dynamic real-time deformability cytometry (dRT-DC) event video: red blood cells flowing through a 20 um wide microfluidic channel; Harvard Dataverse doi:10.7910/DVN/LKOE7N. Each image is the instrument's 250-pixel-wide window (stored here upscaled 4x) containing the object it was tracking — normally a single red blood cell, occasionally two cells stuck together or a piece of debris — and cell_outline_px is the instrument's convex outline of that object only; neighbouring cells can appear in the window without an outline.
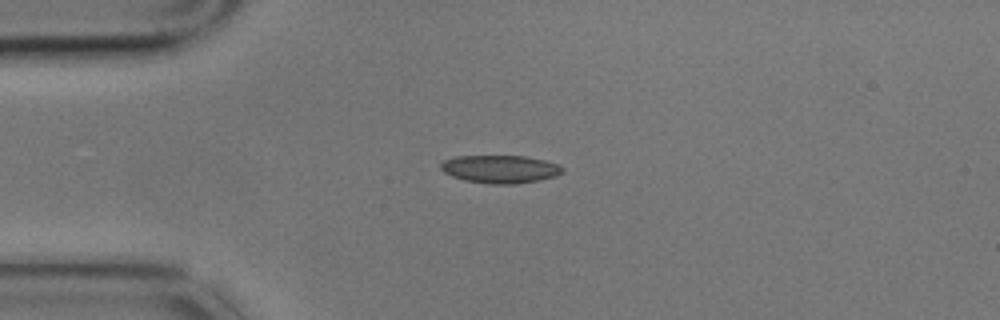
{"species": "common noctule bat (a hibernating species)", "species_latin": "Nyctalus noctula", "temperature_condition": "cold", "stored_images_in_passage": 2, "camera_frame_rate_fps": 3000, "um_per_image_px": 0.085, "animal": {"sex": "male", "body_mass_g": 17.9}, "frame": {"image": 1, "passage_image": 1, "time_ms": 0.0, "image_size_px": [1000, 320], "cell_outline_px": [[564, 172], [556, 176], [516, 184], [492, 184], [464, 180], [452, 176], [444, 172], [440, 168], [440, 164], [444, 160], [456, 156], [524, 156], [544, 160], [556, 164], [564, 168]], "centroid_in_image_um": [42.5, 14.37], "position_along_channel_um": 42.5, "area_um2": 19.71}}